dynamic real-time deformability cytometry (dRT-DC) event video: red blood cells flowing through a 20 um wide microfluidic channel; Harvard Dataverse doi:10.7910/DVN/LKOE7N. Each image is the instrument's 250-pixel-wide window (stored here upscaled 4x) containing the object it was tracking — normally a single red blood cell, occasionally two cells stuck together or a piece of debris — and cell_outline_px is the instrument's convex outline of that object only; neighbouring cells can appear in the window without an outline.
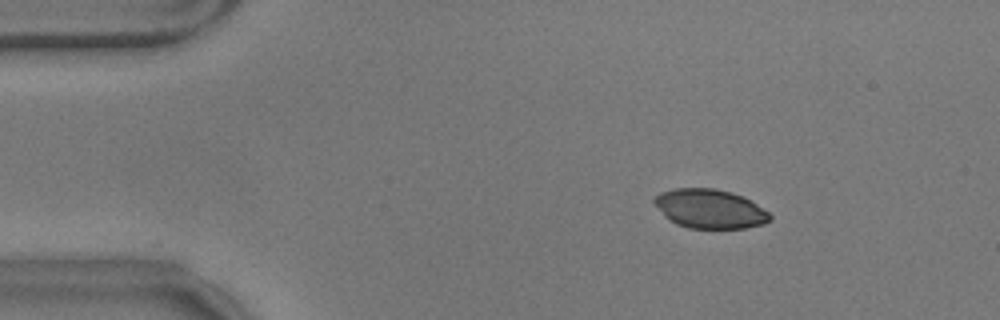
{"species": "common noctule bat (a hibernating species)", "species_latin": "Nyctalus noctula", "temperature_condition": "warm", "stored_images_in_passage": 12, "camera_frame_rate_fps": 3000, "um_per_image_px": 0.085, "animal": {"sex": "male", "body_mass_g": 17.9}, "frame": {"image": 1, "passage_image": 1, "time_ms": 0.0, "image_size_px": [1000, 320], "cell_outline_px": [[772, 220], [764, 224], [744, 228], [688, 228], [676, 224], [668, 220], [664, 216], [652, 200], [660, 192], [676, 188], [716, 188], [732, 192], [752, 200], [768, 212], [772, 216]], "centroid_in_image_um": [60.35, 17.75], "position_along_channel_um": 24.6, "area_um2": 26.59}}